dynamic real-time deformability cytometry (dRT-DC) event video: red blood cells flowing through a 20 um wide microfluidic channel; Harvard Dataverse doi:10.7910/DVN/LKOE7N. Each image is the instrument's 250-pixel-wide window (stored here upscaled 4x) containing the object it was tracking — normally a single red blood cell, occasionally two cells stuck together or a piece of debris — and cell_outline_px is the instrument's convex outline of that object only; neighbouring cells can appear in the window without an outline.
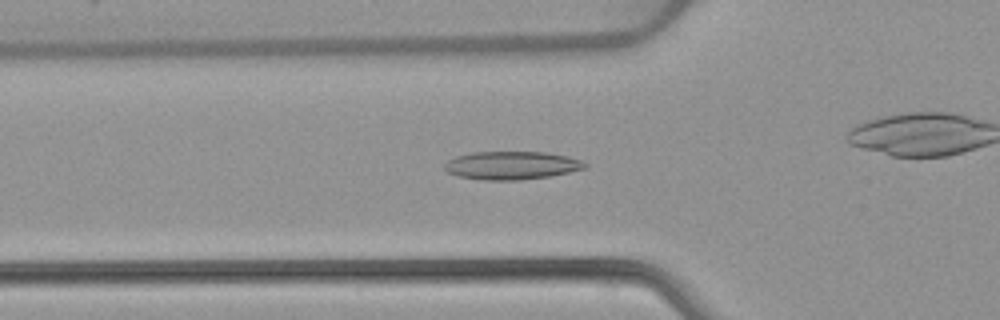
{"species": "common noctule bat (a hibernating species)", "species_latin": "Nyctalus noctula", "temperature_condition": "warm", "stored_images_in_passage": 53, "camera_frame_rate_fps": 3000, "um_per_image_px": 0.085, "animal": {"sex": "female", "body_mass_g": 22.7, "forearm_length_mm": 54.2}, "frame": {"image": 1, "passage_image": 18, "time_ms": 5.667, "image_size_px": [1000, 320], "cell_outline_px": [[588, 168], [548, 176], [520, 180], [484, 180], [460, 176], [448, 172], [444, 168], [444, 164], [448, 160], [456, 156], [472, 152], [544, 152], [568, 156], [580, 160], [588, 164]], "centroid_in_image_um": [43.5, 14.05], "position_along_channel_um": 82.3, "area_um2": 22.95}}
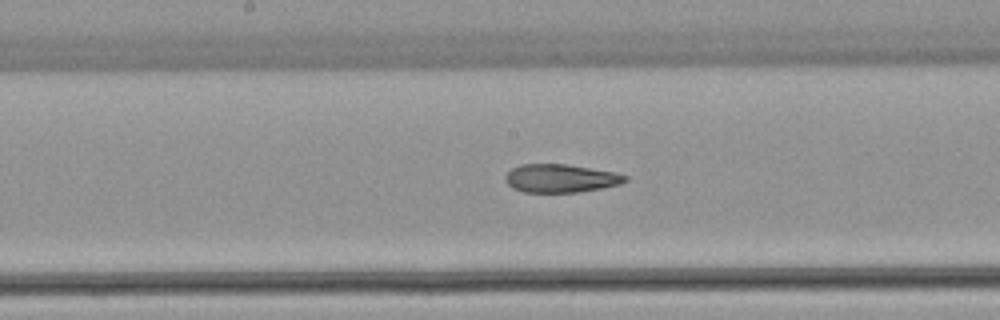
{"frame": {"image": 2, "passage_image": 27, "time_ms": 8.667, "image_size_px": [1000, 320], "cell_outline_px": [[628, 180], [620, 184], [600, 188], [576, 192], [524, 192], [512, 188], [504, 180], [504, 176], [512, 168], [520, 164], [568, 164], [616, 172], [628, 176]], "centroid_in_image_um": [47.64, 15.15], "position_along_channel_um": 200.6, "area_um2": 19.83}}
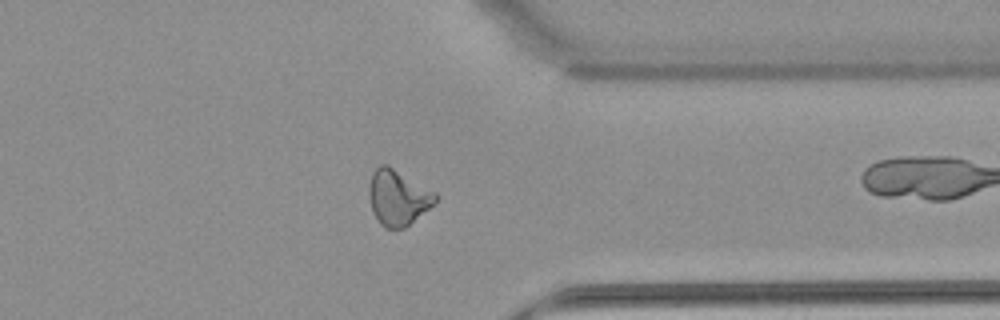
{"frame": {"image": 3, "passage_image": 41, "time_ms": 13.333, "image_size_px": [1000, 320], "cell_outline_px": [[436, 200], [428, 208], [404, 228], [384, 228], [380, 224], [372, 212], [368, 196], [368, 188], [372, 172], [380, 164], [388, 164], [436, 192]], "centroid_in_image_um": [33.77, 16.76], "position_along_channel_um": 377.6, "area_um2": 21.44}, "authors_computed_cell_mechanics": {"area_um2": 22.0796, "velocity_mm_per_s": 3.92, "shape_relaxation_time_tau1_ms": null, "shape_relaxation_time_tau2_ms": 3.7347, "deformation_change_tau1": null, "deformation_change_tau2": 0.1005}}